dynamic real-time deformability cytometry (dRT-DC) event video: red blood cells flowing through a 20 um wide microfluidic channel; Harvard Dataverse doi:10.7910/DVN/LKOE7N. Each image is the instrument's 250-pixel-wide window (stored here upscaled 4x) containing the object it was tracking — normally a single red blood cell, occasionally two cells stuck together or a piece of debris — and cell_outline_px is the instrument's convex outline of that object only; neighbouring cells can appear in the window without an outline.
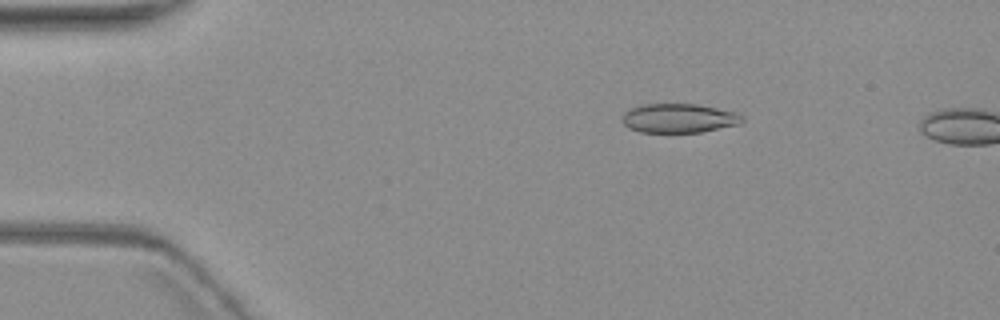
{"species": "common noctule bat (a hibernating species)", "species_latin": "Nyctalus noctula", "temperature_condition": "warm", "stored_images_in_passage": 2, "camera_frame_rate_fps": 3000, "um_per_image_px": 0.085, "animal": {"sex": "female", "body_mass_g": 19.3, "forearm_length_mm": 54.1}, "frame": {"image": 1, "passage_image": 1, "time_ms": 0.0, "image_size_px": [1000, 320], "cell_outline_px": [[744, 120], [740, 124], [700, 132], [640, 132], [628, 128], [620, 120], [620, 116], [624, 112], [632, 108], [644, 104], [696, 104], [740, 112], [744, 116]], "centroid_in_image_um": [57.72, 10.04], "position_along_channel_um": 27.3, "area_um2": 20.63}}